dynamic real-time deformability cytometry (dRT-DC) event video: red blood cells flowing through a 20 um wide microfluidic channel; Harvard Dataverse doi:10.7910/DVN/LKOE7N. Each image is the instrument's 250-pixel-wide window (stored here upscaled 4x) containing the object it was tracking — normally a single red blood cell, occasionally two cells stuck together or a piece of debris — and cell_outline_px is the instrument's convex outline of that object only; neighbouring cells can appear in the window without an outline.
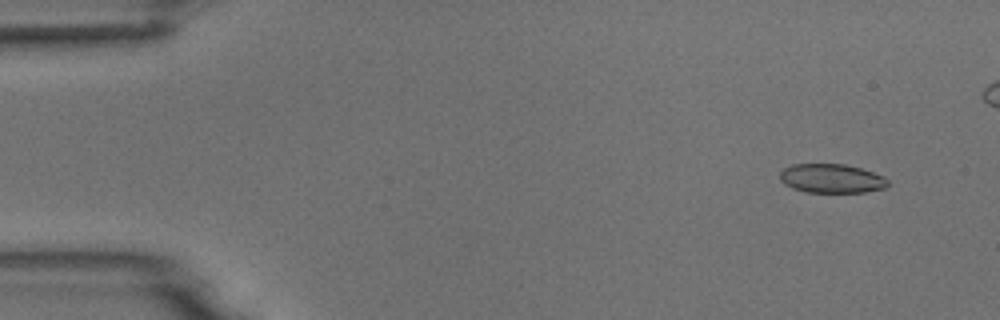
{"species": "common noctule bat (a hibernating species)", "species_latin": "Nyctalus noctula", "temperature_condition": "room temperature", "stored_images_in_passage": 5, "camera_frame_rate_fps": 3000, "um_per_image_px": 0.085, "animal": {"sex": "male", "body_mass_g": 18.8}, "frame": {"image": 1, "passage_image": 1, "time_ms": 0.0, "image_size_px": [1000, 320], "cell_outline_px": [[888, 184], [884, 188], [864, 192], [804, 192], [792, 188], [784, 184], [780, 180], [780, 172], [784, 168], [792, 164], [844, 164], [860, 168], [884, 176], [888, 180]], "centroid_in_image_um": [70.65, 15.17], "position_along_channel_um": 14.3, "area_um2": 18.26}}